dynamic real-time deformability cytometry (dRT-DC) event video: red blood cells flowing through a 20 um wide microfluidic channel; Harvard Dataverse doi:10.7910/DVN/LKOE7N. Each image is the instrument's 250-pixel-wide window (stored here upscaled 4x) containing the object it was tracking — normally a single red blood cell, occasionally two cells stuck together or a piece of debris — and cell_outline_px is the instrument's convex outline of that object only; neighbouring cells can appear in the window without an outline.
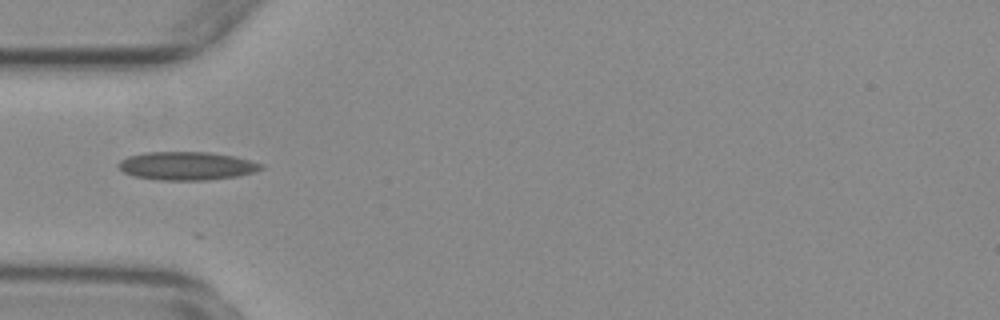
{"species": "common noctule bat (a hibernating species)", "species_latin": "Nyctalus noctula", "temperature_condition": "warm", "stored_images_in_passage": 4, "camera_frame_rate_fps": 3000, "um_per_image_px": 0.085, "animal": {"sex": "female", "body_mass_g": 29.2, "forearm_length_mm": 56.3}, "frame": {"image": 1, "passage_image": 1, "time_ms": 0.0, "image_size_px": [1000, 320], "cell_outline_px": [[264, 168], [252, 172], [236, 176], [208, 180], [160, 180], [136, 176], [124, 172], [116, 164], [120, 160], [128, 156], [144, 152], [208, 152], [232, 156], [264, 164]], "centroid_in_image_um": [15.85, 14.09], "position_along_channel_um": 69.2, "area_um2": 23.35}}